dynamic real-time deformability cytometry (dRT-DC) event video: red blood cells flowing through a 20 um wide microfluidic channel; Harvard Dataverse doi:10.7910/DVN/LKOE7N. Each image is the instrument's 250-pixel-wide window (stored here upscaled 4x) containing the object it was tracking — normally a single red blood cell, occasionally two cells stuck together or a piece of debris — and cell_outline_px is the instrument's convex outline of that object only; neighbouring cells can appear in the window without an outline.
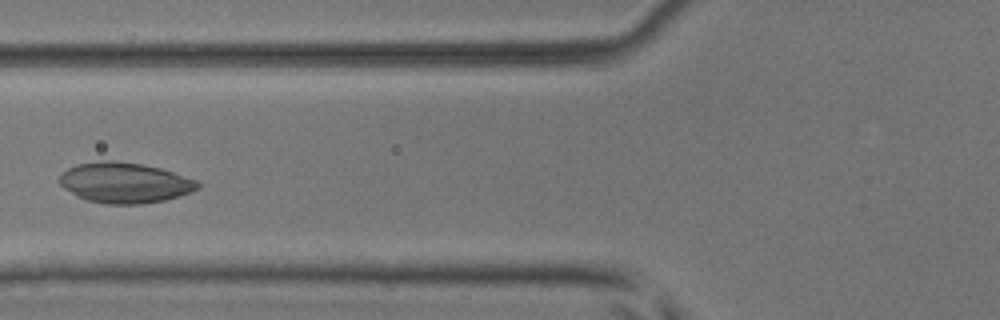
{"species": "common noctule bat (a hibernating species)", "species_latin": "Nyctalus noctula", "temperature_condition": "room temperature", "stored_images_in_passage": 6, "camera_frame_rate_fps": 3000, "um_per_image_px": 0.085, "animal": {"sex": "male", "body_mass_g": 17.9, "forearm_length_mm": 54.2}, "frame": {"image": 1, "passage_image": 6, "time_ms": 1.667, "image_size_px": [1000, 320], "cell_outline_px": [[200, 188], [180, 196], [164, 200], [140, 204], [104, 204], [88, 200], [76, 196], [64, 188], [60, 184], [60, 172], [76, 164], [104, 160], [112, 160], [140, 164], [160, 168], [196, 180], [200, 184]], "centroid_in_image_um": [10.58, 15.53], "position_along_channel_um": 115.2, "area_um2": 32.54}}